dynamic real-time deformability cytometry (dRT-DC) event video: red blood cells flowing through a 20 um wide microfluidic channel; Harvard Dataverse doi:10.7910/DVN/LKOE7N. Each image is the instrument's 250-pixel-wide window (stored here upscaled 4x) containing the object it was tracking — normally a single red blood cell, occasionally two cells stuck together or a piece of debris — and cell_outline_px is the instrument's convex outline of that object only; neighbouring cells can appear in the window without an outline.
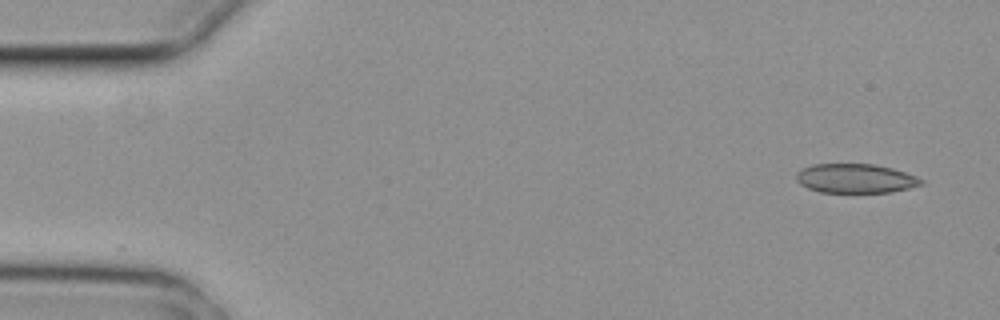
{"species": "common noctule bat (a hibernating species)", "species_latin": "Nyctalus noctula", "temperature_condition": "cold", "stored_images_in_passage": 3, "camera_frame_rate_fps": 3000, "um_per_image_px": 0.085, "animal": {"sex": "female", "body_mass_g": 29.2, "forearm_length_mm": 56.3}, "frame": {"image": 1, "passage_image": 1, "time_ms": 0.0, "image_size_px": [1000, 320], "cell_outline_px": [[924, 184], [908, 188], [888, 192], [820, 192], [808, 188], [800, 184], [796, 180], [796, 172], [800, 168], [812, 164], [876, 164], [892, 168], [916, 176], [924, 180]], "centroid_in_image_um": [72.69, 15.16], "position_along_channel_um": 12.3, "area_um2": 21.33}}